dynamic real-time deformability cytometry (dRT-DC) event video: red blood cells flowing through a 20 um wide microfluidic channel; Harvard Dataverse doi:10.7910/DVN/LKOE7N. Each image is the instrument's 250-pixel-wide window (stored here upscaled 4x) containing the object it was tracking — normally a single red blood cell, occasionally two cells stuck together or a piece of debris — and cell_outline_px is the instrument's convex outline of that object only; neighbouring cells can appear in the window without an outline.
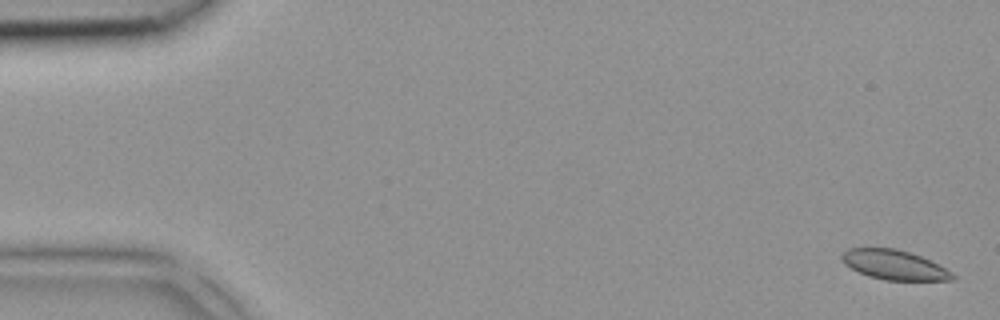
{"species": "common noctule bat (a hibernating species)", "species_latin": "Nyctalus noctula", "temperature_condition": "room temperature", "stored_images_in_passage": 5, "camera_frame_rate_fps": 3000, "um_per_image_px": 0.085, "animal": {"sex": "female", "body_mass_g": 18.4}, "frame": {"image": 1, "passage_image": 1, "time_ms": 0.0, "image_size_px": [1000, 320], "cell_outline_px": [[956, 276], [952, 280], [884, 280], [868, 276], [844, 264], [840, 256], [848, 248], [896, 248], [920, 256], [952, 272]], "centroid_in_image_um": [75.98, 22.51], "position_along_channel_um": 9.0, "area_um2": 18.84}}
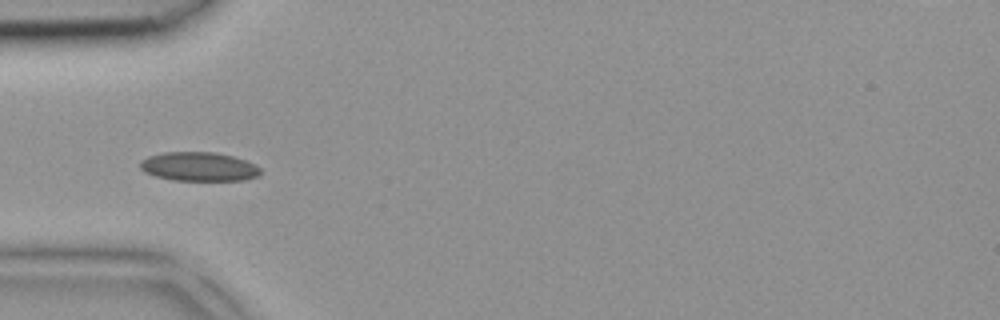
{"frame": {"image": 2, "passage_image": 4, "time_ms": 1.0, "image_size_px": [1000, 320], "cell_outline_px": [[260, 176], [244, 180], [172, 180], [156, 176], [144, 172], [140, 168], [140, 160], [148, 156], [164, 152], [216, 152], [232, 156], [256, 164], [260, 168]], "centroid_in_image_um": [16.9, 14.16], "position_along_channel_um": 68.1, "area_um2": 20.4}}